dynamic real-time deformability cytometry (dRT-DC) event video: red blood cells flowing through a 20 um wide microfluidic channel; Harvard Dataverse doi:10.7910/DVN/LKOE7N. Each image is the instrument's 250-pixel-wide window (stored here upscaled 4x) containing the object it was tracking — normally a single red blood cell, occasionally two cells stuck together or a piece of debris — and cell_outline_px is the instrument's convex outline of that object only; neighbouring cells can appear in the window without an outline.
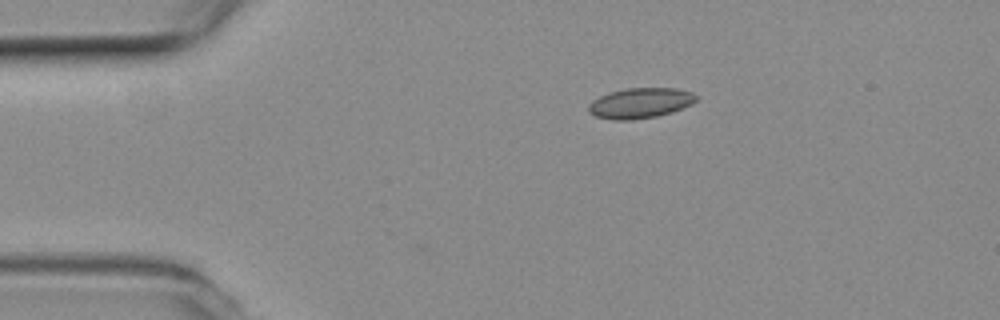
{"species": "common noctule bat (a hibernating species)", "species_latin": "Nyctalus noctula", "temperature_condition": "room temperature", "stored_images_in_passage": 39, "camera_frame_rate_fps": 3000, "um_per_image_px": 0.085, "animal": {"sex": "female", "body_mass_g": 19.3, "forearm_length_mm": 54.1}, "frame": {"image": 1, "passage_image": 1, "time_ms": 0.0, "image_size_px": [1000, 320], "cell_outline_px": [[700, 96], [692, 104], [672, 112], [656, 116], [632, 120], [612, 120], [596, 116], [588, 112], [588, 104], [592, 100], [608, 92], [624, 88], [676, 88], [692, 92]], "centroid_in_image_um": [54.42, 8.75], "position_along_channel_um": 30.6, "area_um2": 19.25}}
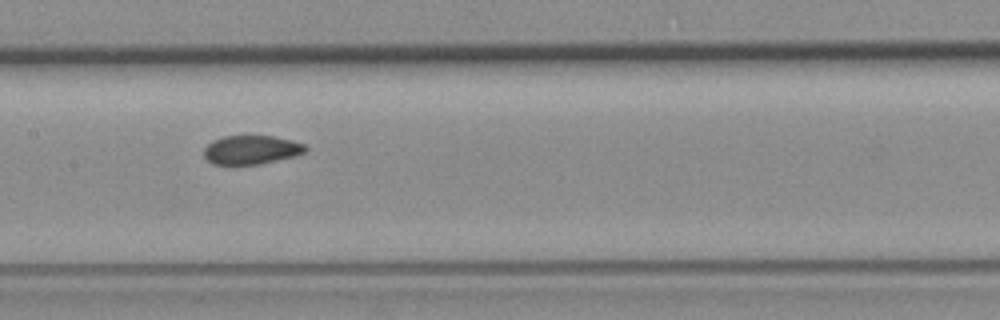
{"frame": {"image": 2, "passage_image": 17, "time_ms": 5.333, "image_size_px": [1000, 320], "cell_outline_px": [[308, 148], [304, 152], [296, 156], [260, 164], [212, 164], [204, 156], [204, 148], [212, 140], [224, 136], [272, 136], [292, 140], [308, 144]], "centroid_in_image_um": [21.39, 12.73], "position_along_channel_um": 186.0, "area_um2": 17.17}}
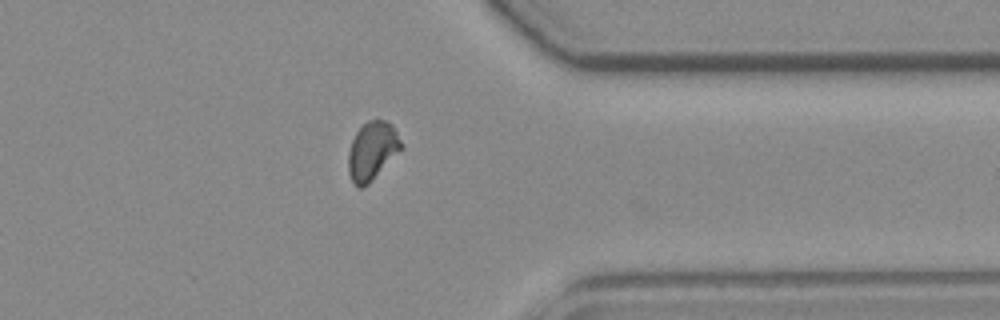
{"frame": {"image": 3, "passage_image": 33, "time_ms": 10.667, "image_size_px": [1000, 320], "cell_outline_px": [[404, 148], [368, 184], [360, 188], [352, 180], [348, 172], [348, 152], [352, 140], [356, 132], [368, 120], [388, 120], [392, 124], [404, 144]], "centroid_in_image_um": [31.67, 12.8], "position_along_channel_um": 379.7, "area_um2": 18.09}, "authors_computed_cell_mechanics": {"area_um2": 18.0336, "velocity_mm_per_s": 3.828, "shape_relaxation_time_tau1_ms": null, "shape_relaxation_time_tau2_ms": 0.8775, "deformation_change_tau1": null, "deformation_change_tau2": 0.0441}}